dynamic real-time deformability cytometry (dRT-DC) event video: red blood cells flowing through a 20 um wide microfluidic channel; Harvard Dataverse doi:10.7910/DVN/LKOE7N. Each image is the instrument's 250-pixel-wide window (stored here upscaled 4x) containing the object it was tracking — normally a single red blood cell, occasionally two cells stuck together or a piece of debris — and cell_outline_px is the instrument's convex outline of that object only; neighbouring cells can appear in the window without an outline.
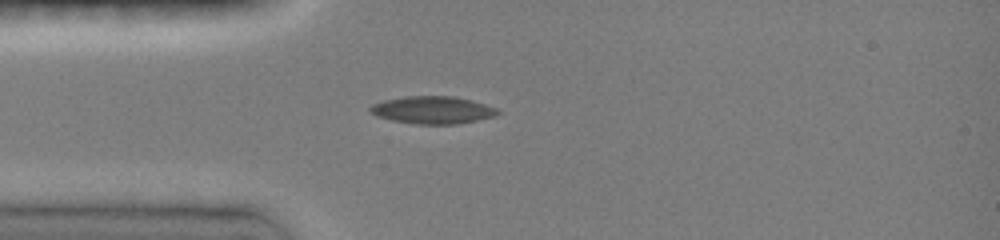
{"species": "common noctule bat (a hibernating species)", "species_latin": "Nyctalus noctula", "temperature_condition": "room temperature", "stored_images_in_passage": 5, "camera_frame_rate_fps": 3000, "um_per_image_px": 0.085, "animal": {"sex": "female", "body_mass_g": 19.0, "forearm_length_mm": 51.5}, "frame": {"image": 1, "passage_image": 1, "time_ms": 0.0, "image_size_px": [1000, 240], "cell_outline_px": [[500, 112], [496, 116], [456, 124], [416, 124], [392, 120], [376, 116], [368, 108], [372, 104], [384, 100], [404, 96], [452, 96], [472, 100], [496, 108]], "centroid_in_image_um": [36.76, 9.34], "position_along_channel_um": 48.2, "area_um2": 20.35}}